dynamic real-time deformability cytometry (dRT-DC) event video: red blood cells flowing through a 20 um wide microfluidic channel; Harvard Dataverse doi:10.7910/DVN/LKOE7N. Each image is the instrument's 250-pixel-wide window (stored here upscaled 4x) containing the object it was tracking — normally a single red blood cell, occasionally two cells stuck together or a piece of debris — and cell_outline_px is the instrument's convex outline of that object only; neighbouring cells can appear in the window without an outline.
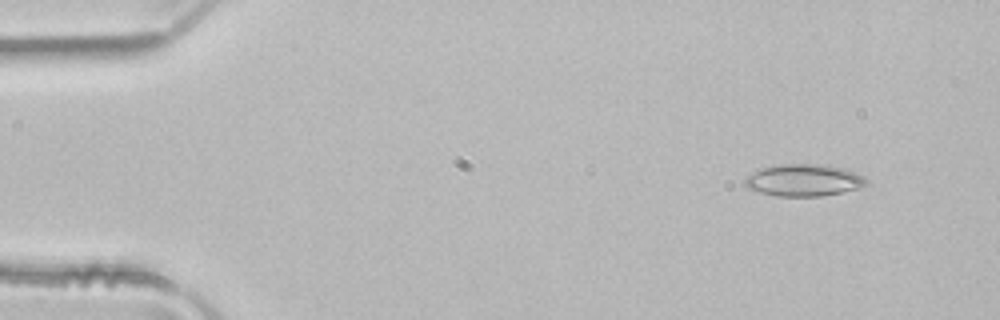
{"species": "common noctule bat (a hibernating species)", "species_latin": "Nyctalus noctula", "temperature_condition": "room temperature", "stored_images_in_passage": 50, "camera_frame_rate_fps": 3000, "um_per_image_px": 0.085, "animal": {"sex": "male", "body_mass_g": 21.5, "forearm_length_mm": 52.0}, "frame": {"image": 1, "passage_image": 5, "time_ms": 1.333, "image_size_px": [1000, 320], "cell_outline_px": [[868, 184], [860, 188], [820, 196], [776, 196], [760, 192], [748, 188], [744, 184], [744, 176], [764, 168], [780, 164], [808, 164], [844, 168], [864, 176], [868, 180]], "centroid_in_image_um": [68.32, 15.33], "position_along_channel_um": 16.7, "area_um2": 22.43}}
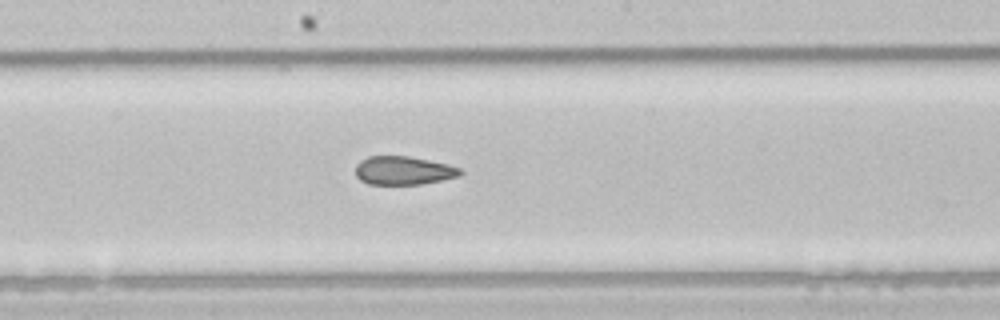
{"frame": {"image": 2, "passage_image": 27, "time_ms": 8.667, "image_size_px": [1000, 320], "cell_outline_px": [[464, 172], [460, 176], [424, 184], [368, 184], [360, 180], [356, 176], [356, 164], [360, 160], [368, 156], [408, 156], [448, 164], [460, 168]], "centroid_in_image_um": [34.3, 14.5], "position_along_channel_um": 213.9, "area_um2": 17.51}}
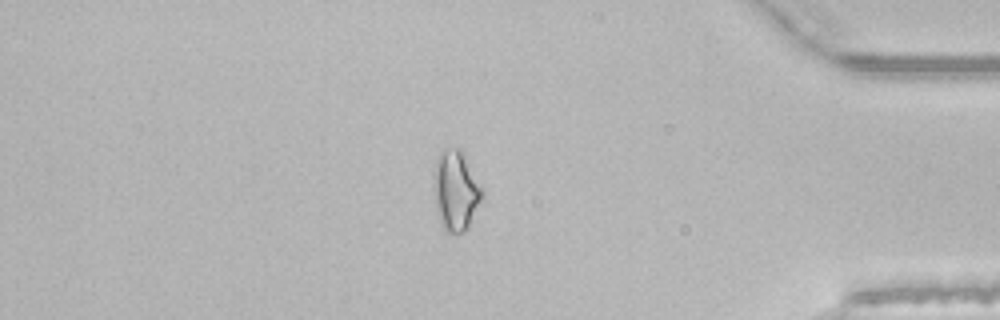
{"frame": {"image": 3, "passage_image": 43, "time_ms": 14.0, "image_size_px": [1000, 320], "cell_outline_px": [[484, 192], [468, 228], [464, 232], [444, 232], [436, 208], [436, 156], [444, 148], [456, 148], [464, 156]], "centroid_in_image_um": [38.75, 16.23], "position_along_channel_um": 396.4, "area_um2": 21.62}, "authors_computed_cell_mechanics": {"area_um2": 19.7676, "velocity_mm_per_s": 4.0512, "shape_relaxation_time_tau1_ms": null, "shape_relaxation_time_tau2_ms": 4.4433, "deformation_change_tau1": null, "deformation_change_tau2": 0.116}}